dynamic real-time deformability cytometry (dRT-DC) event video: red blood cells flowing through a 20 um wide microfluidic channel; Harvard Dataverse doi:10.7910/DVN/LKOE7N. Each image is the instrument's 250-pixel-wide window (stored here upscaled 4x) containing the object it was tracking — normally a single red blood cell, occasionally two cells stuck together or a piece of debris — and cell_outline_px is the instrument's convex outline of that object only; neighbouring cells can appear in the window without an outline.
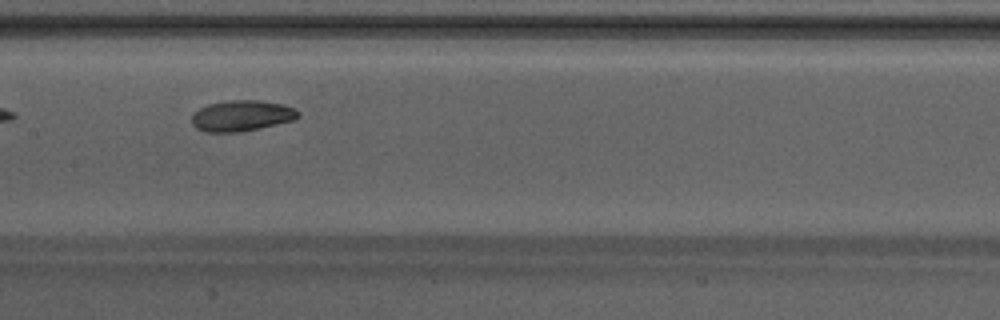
{"species": "Egyptian fruit bat (a non-hibernating species)", "species_latin": "Rousettus aegyptiacus", "temperature_condition": "warm", "stored_images_in_passage": 30, "camera_frame_rate_fps": 3000, "um_per_image_px": 0.085, "animal": {"sex": "male"}, "frame": {"image": 1, "passage_image": 9, "time_ms": 2.667, "image_size_px": [1000, 320], "cell_outline_px": [[300, 116], [296, 120], [240, 132], [204, 132], [196, 128], [192, 124], [192, 112], [208, 104], [232, 100], [260, 100], [284, 104], [296, 108], [300, 112]], "centroid_in_image_um": [20.57, 9.83], "position_along_channel_um": 186.8, "area_um2": 19.42}}
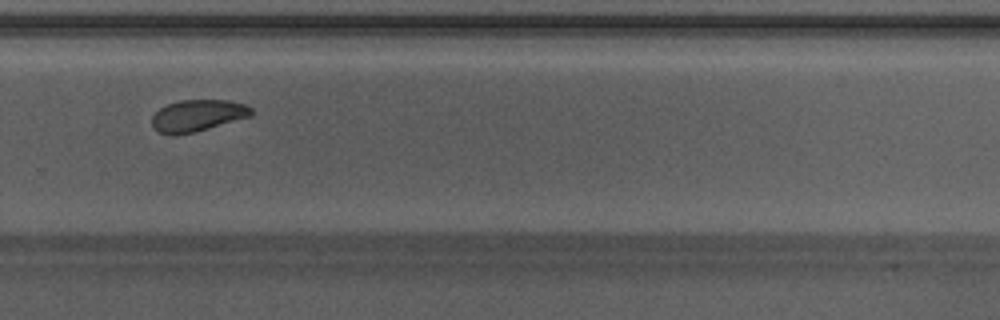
{"frame": {"image": 2, "passage_image": 18, "time_ms": 5.667, "image_size_px": [1000, 320], "cell_outline_px": [[252, 112], [248, 116], [192, 132], [172, 136], [156, 132], [152, 128], [152, 116], [160, 108], [168, 104], [180, 100], [228, 100], [244, 104], [252, 108]], "centroid_in_image_um": [16.7, 9.82], "position_along_channel_um": 313.1, "area_um2": 18.03}, "authors_computed_cell_mechanics": {"area_um2": 19.074, "velocity_mm_per_s": 4.2213, "shape_relaxation_time_tau1_ms": 3.3413, "shape_relaxation_time_tau2_ms": 1.9058, "deformation_change_tau1": 0.0861, "deformation_change_tau2": 0.0618}}